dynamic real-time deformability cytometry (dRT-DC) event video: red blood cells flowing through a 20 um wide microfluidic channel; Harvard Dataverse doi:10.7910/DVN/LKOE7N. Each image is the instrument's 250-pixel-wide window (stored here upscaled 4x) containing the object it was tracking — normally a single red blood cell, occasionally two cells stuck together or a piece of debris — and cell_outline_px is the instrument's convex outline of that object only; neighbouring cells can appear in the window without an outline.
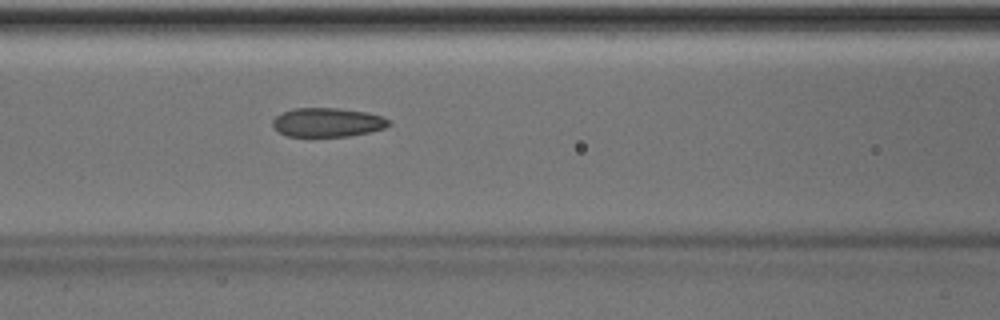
{"species": "Egyptian fruit bat (a non-hibernating species)", "species_latin": "Rousettus aegyptiacus", "temperature_condition": "room temperature", "stored_images_in_passage": 51, "camera_frame_rate_fps": 3000, "um_per_image_px": 0.085, "animal": {"sex": "male"}, "frame": {"image": 1, "passage_image": 22, "time_ms": 7.0, "image_size_px": [1000, 320], "cell_outline_px": [[392, 124], [384, 128], [368, 132], [348, 136], [284, 136], [272, 124], [272, 120], [276, 116], [292, 108], [336, 108], [368, 112], [384, 116], [392, 120]], "centroid_in_image_um": [27.88, 10.39], "position_along_channel_um": 138.7, "area_um2": 19.71}}
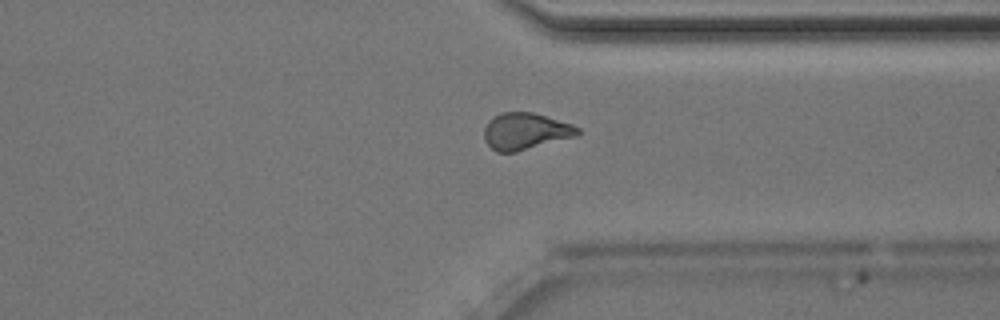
{"frame": {"image": 2, "passage_image": 39, "time_ms": 12.667, "image_size_px": [1000, 320], "cell_outline_px": [[580, 132], [576, 136], [516, 152], [496, 152], [484, 140], [484, 128], [488, 120], [492, 116], [500, 112], [532, 112], [572, 124], [580, 128]], "centroid_in_image_um": [44.63, 11.15], "position_along_channel_um": 366.8, "area_um2": 20.06}}
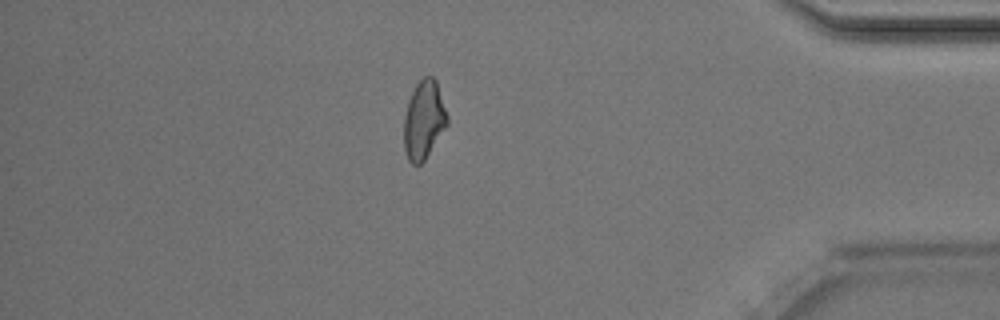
{"frame": {"image": 3, "passage_image": 44, "time_ms": 14.333, "image_size_px": [1000, 320], "cell_outline_px": [[448, 124], [424, 160], [420, 164], [412, 164], [408, 160], [404, 148], [404, 116], [408, 100], [416, 84], [424, 76], [432, 76], [436, 80], [448, 116]], "centroid_in_image_um": [36.02, 10.18], "position_along_channel_um": 399.2, "area_um2": 19.71}, "authors_computed_cell_mechanics": {"area_um2": 20.23, "velocity_mm_per_s": 4.037, "shape_relaxation_time_tau1_ms": 10.0173, "shape_relaxation_time_tau2_ms": 1.4591, "deformation_change_tau1": 0.1889, "deformation_change_tau2": 0.0677}}